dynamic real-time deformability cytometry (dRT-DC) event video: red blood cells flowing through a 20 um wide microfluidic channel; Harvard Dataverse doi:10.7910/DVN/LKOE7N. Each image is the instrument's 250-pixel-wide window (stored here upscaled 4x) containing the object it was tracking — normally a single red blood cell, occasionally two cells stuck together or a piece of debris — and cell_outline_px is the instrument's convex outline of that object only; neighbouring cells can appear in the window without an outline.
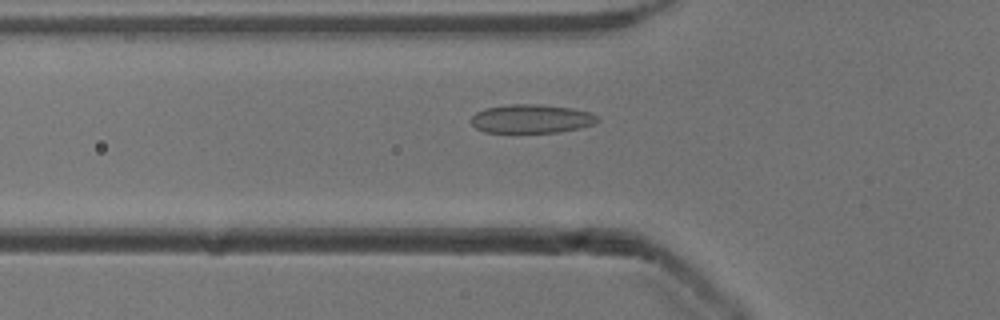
{"species": "common noctule bat (a hibernating species)", "species_latin": "Nyctalus noctula", "temperature_condition": "cold", "stored_images_in_passage": 53, "camera_frame_rate_fps": 3000, "um_per_image_px": 0.085, "animal": {"sex": "male", "body_mass_g": 13.3}, "frame": {"image": 1, "passage_image": 18, "time_ms": 5.667, "image_size_px": [1000, 320], "cell_outline_px": [[600, 120], [596, 124], [580, 128], [556, 132], [484, 132], [476, 128], [472, 124], [472, 116], [476, 112], [484, 108], [508, 104], [536, 104], [572, 108], [588, 112], [596, 116]], "centroid_in_image_um": [45.16, 10.09], "position_along_channel_um": 80.6, "area_um2": 21.1}}
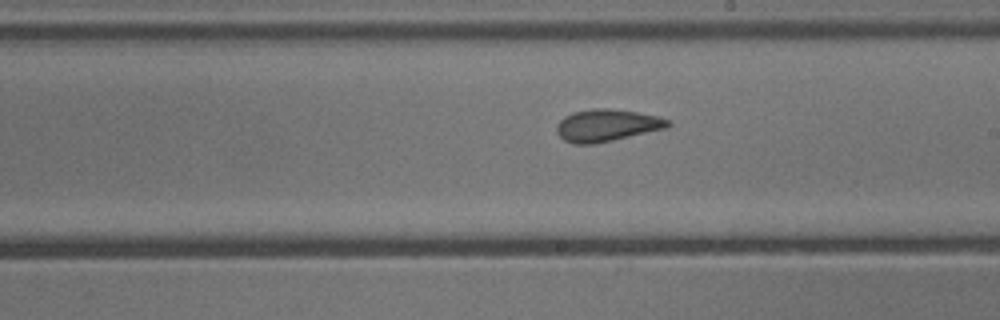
{"frame": {"image": 2, "passage_image": 30, "time_ms": 9.667, "image_size_px": [1000, 320], "cell_outline_px": [[672, 124], [668, 128], [596, 144], [572, 144], [564, 140], [556, 132], [556, 124], [564, 116], [572, 112], [592, 108], [608, 108], [636, 112], [660, 116], [668, 120]], "centroid_in_image_um": [51.58, 10.66], "position_along_channel_um": 237.4, "area_um2": 21.15}}
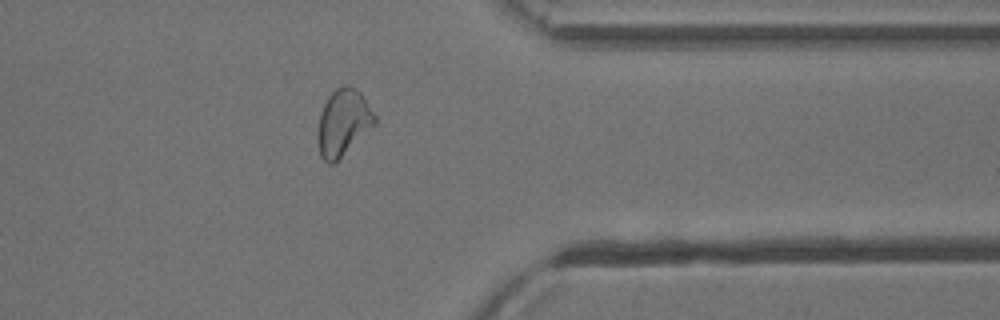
{"frame": {"image": 3, "passage_image": 42, "time_ms": 13.667, "image_size_px": [1000, 320], "cell_outline_px": [[376, 124], [332, 164], [328, 164], [320, 156], [316, 140], [316, 136], [320, 112], [328, 96], [336, 88], [344, 84], [348, 84], [356, 88], [360, 92], [376, 116]], "centroid_in_image_um": [29.14, 10.4], "position_along_channel_um": 382.3, "area_um2": 22.14}, "authors_computed_cell_mechanics": {"area_um2": 21.7906, "velocity_mm_per_s": 3.8899, "shape_relaxation_time_tau1_ms": null, "shape_relaxation_time_tau2_ms": 1.5882, "deformation_change_tau1": null, "deformation_change_tau2": 0.0652}}